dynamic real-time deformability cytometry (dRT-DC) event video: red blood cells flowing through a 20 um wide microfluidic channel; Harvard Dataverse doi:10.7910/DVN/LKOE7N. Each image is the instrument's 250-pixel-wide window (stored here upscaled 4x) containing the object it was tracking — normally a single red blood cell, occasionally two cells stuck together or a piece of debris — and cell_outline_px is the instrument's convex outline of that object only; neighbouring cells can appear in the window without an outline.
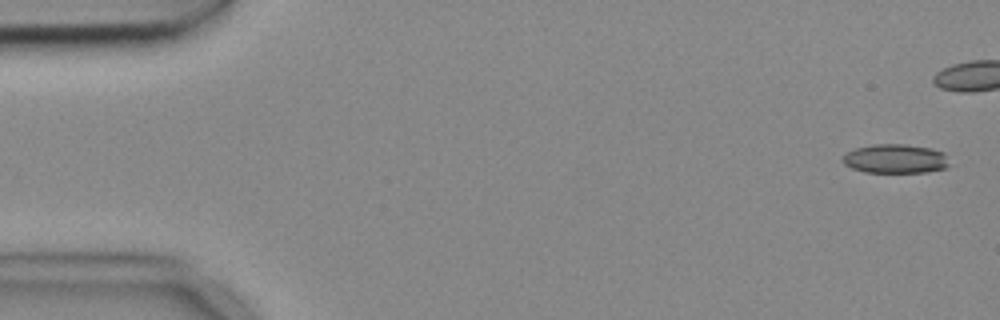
{"species": "common noctule bat (a hibernating species)", "species_latin": "Nyctalus noctula", "temperature_condition": "cold", "stored_images_in_passage": 5, "camera_frame_rate_fps": 3000, "um_per_image_px": 0.085, "animal": {"sex": "female", "body_mass_g": 18.4}, "frame": {"image": 1, "passage_image": 1, "time_ms": 0.0, "image_size_px": [1000, 320], "cell_outline_px": [[948, 168], [928, 172], [864, 172], [852, 168], [844, 164], [840, 160], [848, 152], [856, 148], [872, 144], [904, 144], [932, 148], [944, 152], [948, 164]], "centroid_in_image_um": [76.11, 13.49], "position_along_channel_um": 8.9, "area_um2": 18.15}}
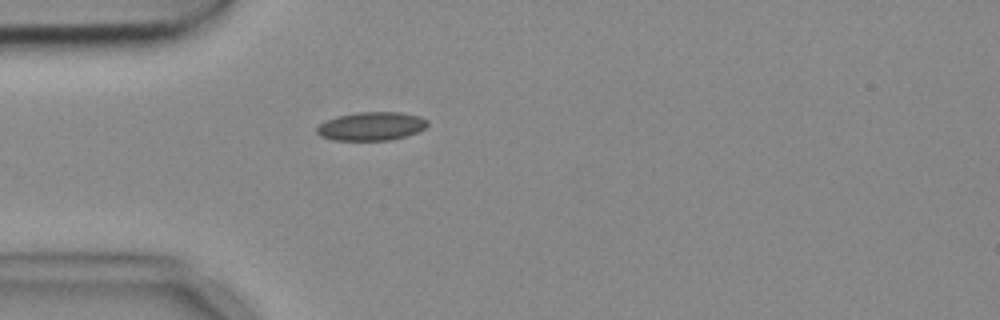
{"frame": {"image": 2, "passage_image": 5, "time_ms": 1.333, "image_size_px": [1000, 320], "cell_outline_px": [[428, 124], [420, 132], [392, 140], [332, 140], [320, 136], [316, 132], [316, 128], [320, 124], [336, 116], [356, 112], [400, 112], [420, 116], [428, 120]], "centroid_in_image_um": [31.58, 10.73], "position_along_channel_um": 53.4, "area_um2": 18.55}}